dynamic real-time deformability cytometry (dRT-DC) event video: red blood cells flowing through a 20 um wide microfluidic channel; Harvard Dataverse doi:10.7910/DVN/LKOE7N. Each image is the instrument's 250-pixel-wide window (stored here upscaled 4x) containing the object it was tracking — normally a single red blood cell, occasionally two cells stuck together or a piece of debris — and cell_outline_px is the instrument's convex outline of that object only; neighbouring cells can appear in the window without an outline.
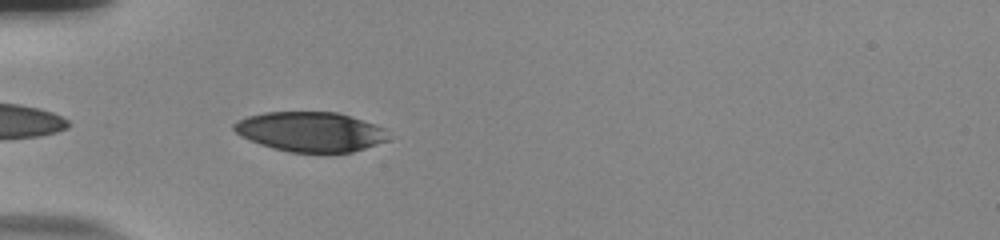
{"species": "human", "species_latin": "Homo sapiens", "temperature_condition": "room temperature", "stored_images_in_passage": 40, "camera_frame_rate_fps": 3000, "um_per_image_px": 0.085, "donor": {"sex": "male"}, "frame": {"image": 1, "passage_image": 2, "time_ms": 0.333, "image_size_px": [1000, 240], "cell_outline_px": [[388, 140], [352, 152], [288, 152], [272, 148], [260, 144], [240, 136], [232, 128], [232, 124], [236, 120], [248, 116], [264, 112], [336, 112], [384, 128]], "centroid_in_image_um": [26.3, 11.2], "position_along_channel_um": 58.7, "area_um2": 35.43}}
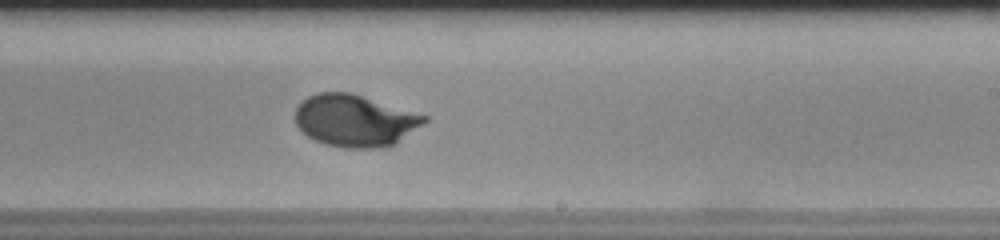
{"frame": {"image": 2, "passage_image": 19, "time_ms": 6.0, "image_size_px": [1000, 240], "cell_outline_px": [[428, 120], [396, 144], [376, 148], [344, 148], [324, 144], [308, 136], [296, 124], [296, 108], [308, 96], [316, 92], [352, 92], [428, 116]], "centroid_in_image_um": [30.18, 10.24], "position_along_channel_um": 258.8, "area_um2": 39.07}}
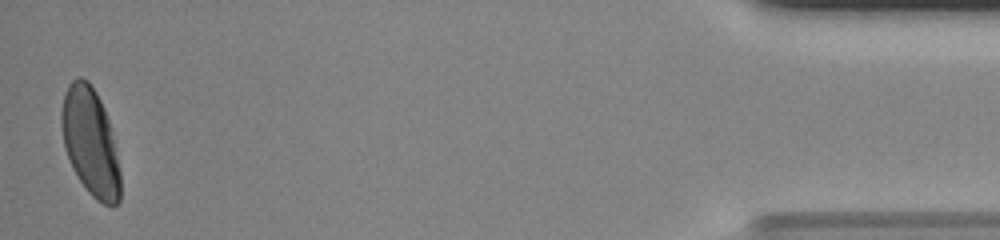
{"frame": {"image": 3, "passage_image": 39, "time_ms": 12.667, "image_size_px": [1000, 240], "cell_outline_px": [[120, 200], [112, 208], [96, 200], [88, 192], [72, 168], [64, 144], [60, 124], [60, 112], [64, 96], [68, 84], [76, 76], [80, 76], [88, 80], [96, 92], [104, 108], [108, 120], [120, 172]], "centroid_in_image_um": [7.66, 12.06], "position_along_channel_um": 427.5, "area_um2": 36.76}, "authors_computed_cell_mechanics": {"area_um2": 38.437, "velocity_mm_per_s": 3.7049, "shape_relaxation_time_tau1_ms": 3.3138, "shape_relaxation_time_tau2_ms": null, "deformation_change_tau1": 0.1606, "deformation_change_tau2": null}}